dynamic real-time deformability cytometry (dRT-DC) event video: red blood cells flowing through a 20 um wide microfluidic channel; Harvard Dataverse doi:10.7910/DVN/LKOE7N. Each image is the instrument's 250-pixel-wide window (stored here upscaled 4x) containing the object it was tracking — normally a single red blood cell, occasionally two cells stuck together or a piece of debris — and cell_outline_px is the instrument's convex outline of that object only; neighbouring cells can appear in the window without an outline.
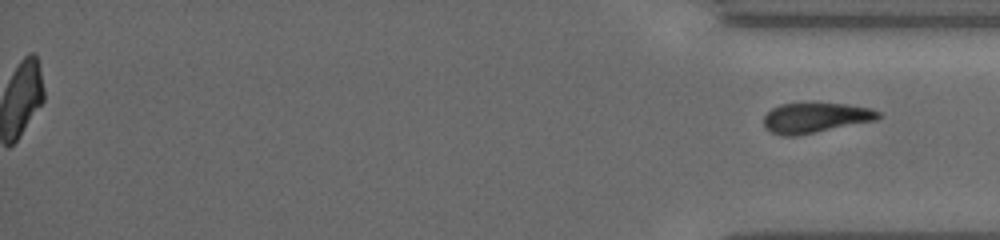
{"species": "common noctule bat (a hibernating species)", "species_latin": "Nyctalus noctula", "temperature_condition": "cold", "stored_images_in_passage": 36, "segment_of_instrument_passage": [2, 2], "camera_frame_rate_fps": 3000, "um_per_image_px": 0.085, "animal": {"sex": "female", "body_mass_g": 19.5, "forearm_length_mm": 54.1}, "frame": {"image": 1, "passage_image": 36, "time_ms": 11.667, "image_size_px": [1000, 240], "cell_outline_px": [[880, 116], [876, 120], [792, 136], [784, 136], [772, 132], [764, 128], [764, 116], [772, 108], [780, 104], [844, 104], [868, 108], [880, 112]], "centroid_in_image_um": [69.27, 10.01], "position_along_channel_um": 365.9, "area_um2": 19.48}}